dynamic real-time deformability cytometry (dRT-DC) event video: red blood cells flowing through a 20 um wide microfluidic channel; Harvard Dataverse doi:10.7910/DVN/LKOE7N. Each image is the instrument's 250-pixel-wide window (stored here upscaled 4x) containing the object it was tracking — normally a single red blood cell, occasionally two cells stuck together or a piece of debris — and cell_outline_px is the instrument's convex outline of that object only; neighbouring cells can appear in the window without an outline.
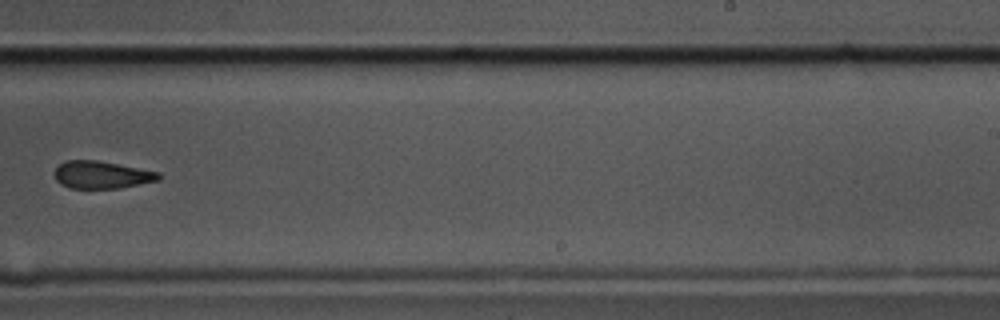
{"species": "common noctule bat (a hibernating species)", "species_latin": "Nyctalus noctula", "temperature_condition": "cold", "stored_images_in_passage": 10, "camera_frame_rate_fps": 3000, "um_per_image_px": 0.085, "animal": {"sex": "male", "body_mass_g": 17.5, "forearm_length_mm": 52.3}, "frame": {"image": 1, "passage_image": 10, "time_ms": 3.0, "image_size_px": [1000, 320], "cell_outline_px": [[160, 180], [120, 188], [72, 188], [60, 184], [56, 180], [52, 172], [56, 164], [64, 160], [96, 160], [160, 172]], "centroid_in_image_um": [8.58, 14.85], "position_along_channel_um": 280.4, "area_um2": 16.88}}